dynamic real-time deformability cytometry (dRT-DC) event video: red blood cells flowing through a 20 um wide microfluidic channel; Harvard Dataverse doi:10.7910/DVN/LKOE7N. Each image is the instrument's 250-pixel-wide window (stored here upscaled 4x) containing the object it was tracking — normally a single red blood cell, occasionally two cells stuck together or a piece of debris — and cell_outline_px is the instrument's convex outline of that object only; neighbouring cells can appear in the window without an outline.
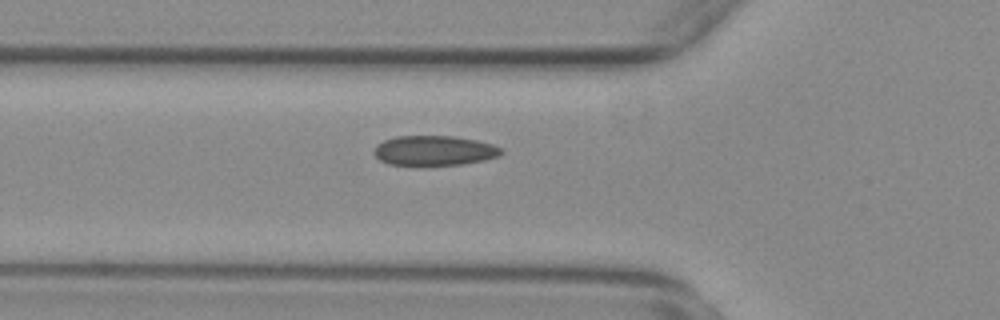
{"species": "common noctule bat (a hibernating species)", "species_latin": "Nyctalus noctula", "temperature_condition": "warm", "stored_images_in_passage": 47, "camera_frame_rate_fps": 3000, "um_per_image_px": 0.085, "animal": {"sex": "female", "body_mass_g": 29.2, "forearm_length_mm": 56.3}, "frame": {"image": 1, "passage_image": 13, "time_ms": 4.0, "image_size_px": [1000, 320], "cell_outline_px": [[504, 152], [500, 156], [484, 160], [460, 164], [388, 164], [380, 160], [372, 152], [376, 144], [384, 140], [396, 136], [456, 136], [476, 140], [492, 144], [500, 148]], "centroid_in_image_um": [36.9, 12.78], "position_along_channel_um": 88.9, "area_um2": 21.96}}
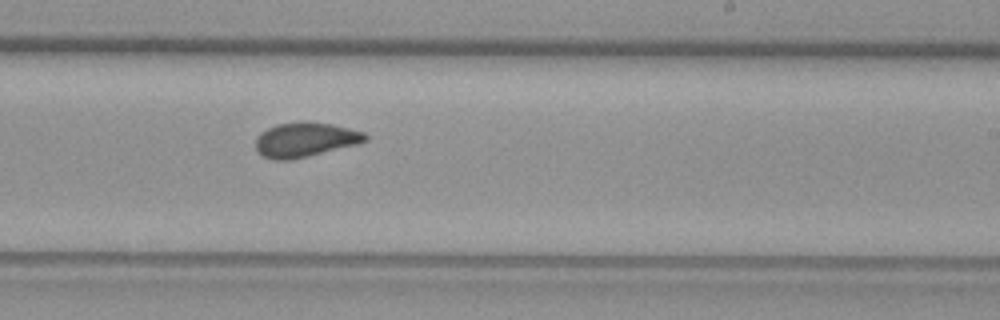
{"frame": {"image": 2, "passage_image": 27, "time_ms": 8.667, "image_size_px": [1000, 320], "cell_outline_px": [[368, 140], [356, 144], [292, 160], [272, 160], [256, 152], [256, 136], [260, 132], [276, 124], [304, 120], [308, 120], [332, 124], [364, 132], [368, 136]], "centroid_in_image_um": [25.9, 11.86], "position_along_channel_um": 263.1, "area_um2": 22.31}}
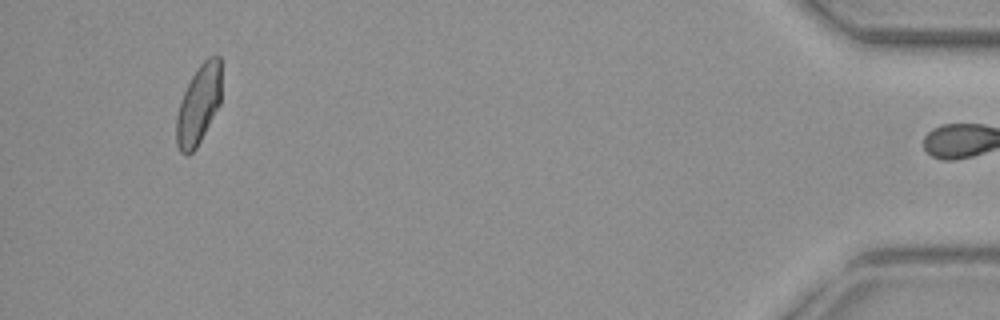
{"frame": {"image": 3, "passage_image": 46, "time_ms": 15.0, "image_size_px": [1000, 320], "cell_outline_px": [[220, 104], [196, 148], [188, 156], [180, 152], [176, 144], [176, 116], [180, 100], [196, 68], [208, 56], [220, 56]], "centroid_in_image_um": [16.86, 8.91], "position_along_channel_um": 418.3, "area_um2": 20.75}, "authors_computed_cell_mechanics": {"area_um2": 21.9062, "velocity_mm_per_s": 3.729, "shape_relaxation_time_tau1_ms": null, "shape_relaxation_time_tau2_ms": 0.9231, "deformation_change_tau1": null, "deformation_change_tau2": 0.059}}